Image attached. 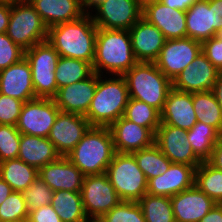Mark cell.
Listing matches in <instances>:
<instances>
[{
  "mask_svg": "<svg viewBox=\"0 0 222 222\" xmlns=\"http://www.w3.org/2000/svg\"><path fill=\"white\" fill-rule=\"evenodd\" d=\"M97 30L91 14L85 13L74 21L49 27L47 41L55 48L60 57L80 59L92 65Z\"/></svg>",
  "mask_w": 222,
  "mask_h": 222,
  "instance_id": "1",
  "label": "cell"
},
{
  "mask_svg": "<svg viewBox=\"0 0 222 222\" xmlns=\"http://www.w3.org/2000/svg\"><path fill=\"white\" fill-rule=\"evenodd\" d=\"M138 61L132 50L129 30L98 28L95 43L93 72L103 76H123Z\"/></svg>",
  "mask_w": 222,
  "mask_h": 222,
  "instance_id": "2",
  "label": "cell"
},
{
  "mask_svg": "<svg viewBox=\"0 0 222 222\" xmlns=\"http://www.w3.org/2000/svg\"><path fill=\"white\" fill-rule=\"evenodd\" d=\"M115 153L110 128L91 126L66 157L87 176L105 173Z\"/></svg>",
  "mask_w": 222,
  "mask_h": 222,
  "instance_id": "3",
  "label": "cell"
},
{
  "mask_svg": "<svg viewBox=\"0 0 222 222\" xmlns=\"http://www.w3.org/2000/svg\"><path fill=\"white\" fill-rule=\"evenodd\" d=\"M107 78L98 75L97 87L85 115L91 126L110 127L124 115L128 104L129 91L125 78L116 75Z\"/></svg>",
  "mask_w": 222,
  "mask_h": 222,
  "instance_id": "4",
  "label": "cell"
},
{
  "mask_svg": "<svg viewBox=\"0 0 222 222\" xmlns=\"http://www.w3.org/2000/svg\"><path fill=\"white\" fill-rule=\"evenodd\" d=\"M123 77L127 83L129 98L145 102L160 113L163 111L172 81L154 62H137Z\"/></svg>",
  "mask_w": 222,
  "mask_h": 222,
  "instance_id": "5",
  "label": "cell"
},
{
  "mask_svg": "<svg viewBox=\"0 0 222 222\" xmlns=\"http://www.w3.org/2000/svg\"><path fill=\"white\" fill-rule=\"evenodd\" d=\"M105 174L122 201L138 202L147 192V179L130 153L116 152Z\"/></svg>",
  "mask_w": 222,
  "mask_h": 222,
  "instance_id": "6",
  "label": "cell"
},
{
  "mask_svg": "<svg viewBox=\"0 0 222 222\" xmlns=\"http://www.w3.org/2000/svg\"><path fill=\"white\" fill-rule=\"evenodd\" d=\"M6 34L22 49L27 50L47 40L48 27L28 0L11 5Z\"/></svg>",
  "mask_w": 222,
  "mask_h": 222,
  "instance_id": "7",
  "label": "cell"
},
{
  "mask_svg": "<svg viewBox=\"0 0 222 222\" xmlns=\"http://www.w3.org/2000/svg\"><path fill=\"white\" fill-rule=\"evenodd\" d=\"M59 57V53L47 40L25 50L36 98L53 99L56 96L55 70Z\"/></svg>",
  "mask_w": 222,
  "mask_h": 222,
  "instance_id": "8",
  "label": "cell"
},
{
  "mask_svg": "<svg viewBox=\"0 0 222 222\" xmlns=\"http://www.w3.org/2000/svg\"><path fill=\"white\" fill-rule=\"evenodd\" d=\"M59 112L54 99L36 98L24 102L16 128L21 134L48 137Z\"/></svg>",
  "mask_w": 222,
  "mask_h": 222,
  "instance_id": "9",
  "label": "cell"
},
{
  "mask_svg": "<svg viewBox=\"0 0 222 222\" xmlns=\"http://www.w3.org/2000/svg\"><path fill=\"white\" fill-rule=\"evenodd\" d=\"M202 51V44L189 37L166 40L158 58V69L171 81Z\"/></svg>",
  "mask_w": 222,
  "mask_h": 222,
  "instance_id": "10",
  "label": "cell"
},
{
  "mask_svg": "<svg viewBox=\"0 0 222 222\" xmlns=\"http://www.w3.org/2000/svg\"><path fill=\"white\" fill-rule=\"evenodd\" d=\"M81 195L86 216H103L122 201L105 173L85 176Z\"/></svg>",
  "mask_w": 222,
  "mask_h": 222,
  "instance_id": "11",
  "label": "cell"
},
{
  "mask_svg": "<svg viewBox=\"0 0 222 222\" xmlns=\"http://www.w3.org/2000/svg\"><path fill=\"white\" fill-rule=\"evenodd\" d=\"M94 10L91 16L97 28L118 30H129L143 12L135 0H103Z\"/></svg>",
  "mask_w": 222,
  "mask_h": 222,
  "instance_id": "12",
  "label": "cell"
},
{
  "mask_svg": "<svg viewBox=\"0 0 222 222\" xmlns=\"http://www.w3.org/2000/svg\"><path fill=\"white\" fill-rule=\"evenodd\" d=\"M155 144L172 162L197 168L202 161L187 140V130L172 125H160L155 133Z\"/></svg>",
  "mask_w": 222,
  "mask_h": 222,
  "instance_id": "13",
  "label": "cell"
},
{
  "mask_svg": "<svg viewBox=\"0 0 222 222\" xmlns=\"http://www.w3.org/2000/svg\"><path fill=\"white\" fill-rule=\"evenodd\" d=\"M90 127L85 116L60 111L47 138L61 156H67Z\"/></svg>",
  "mask_w": 222,
  "mask_h": 222,
  "instance_id": "14",
  "label": "cell"
},
{
  "mask_svg": "<svg viewBox=\"0 0 222 222\" xmlns=\"http://www.w3.org/2000/svg\"><path fill=\"white\" fill-rule=\"evenodd\" d=\"M201 51L172 81V87L188 93L212 91L219 74Z\"/></svg>",
  "mask_w": 222,
  "mask_h": 222,
  "instance_id": "15",
  "label": "cell"
},
{
  "mask_svg": "<svg viewBox=\"0 0 222 222\" xmlns=\"http://www.w3.org/2000/svg\"><path fill=\"white\" fill-rule=\"evenodd\" d=\"M98 81V74L93 73L85 80L66 85L58 89L53 98L62 112L85 116L93 99Z\"/></svg>",
  "mask_w": 222,
  "mask_h": 222,
  "instance_id": "16",
  "label": "cell"
},
{
  "mask_svg": "<svg viewBox=\"0 0 222 222\" xmlns=\"http://www.w3.org/2000/svg\"><path fill=\"white\" fill-rule=\"evenodd\" d=\"M132 50L138 62H154L166 41L163 33L141 17L130 29Z\"/></svg>",
  "mask_w": 222,
  "mask_h": 222,
  "instance_id": "17",
  "label": "cell"
},
{
  "mask_svg": "<svg viewBox=\"0 0 222 222\" xmlns=\"http://www.w3.org/2000/svg\"><path fill=\"white\" fill-rule=\"evenodd\" d=\"M194 166L172 163L169 169L147 181V192L150 195L172 197L195 185Z\"/></svg>",
  "mask_w": 222,
  "mask_h": 222,
  "instance_id": "18",
  "label": "cell"
},
{
  "mask_svg": "<svg viewBox=\"0 0 222 222\" xmlns=\"http://www.w3.org/2000/svg\"><path fill=\"white\" fill-rule=\"evenodd\" d=\"M40 177L53 191L81 192L85 175L66 157L46 164L38 170Z\"/></svg>",
  "mask_w": 222,
  "mask_h": 222,
  "instance_id": "19",
  "label": "cell"
},
{
  "mask_svg": "<svg viewBox=\"0 0 222 222\" xmlns=\"http://www.w3.org/2000/svg\"><path fill=\"white\" fill-rule=\"evenodd\" d=\"M142 17L156 26L166 40L187 37L184 11L166 6L157 0L143 9Z\"/></svg>",
  "mask_w": 222,
  "mask_h": 222,
  "instance_id": "20",
  "label": "cell"
},
{
  "mask_svg": "<svg viewBox=\"0 0 222 222\" xmlns=\"http://www.w3.org/2000/svg\"><path fill=\"white\" fill-rule=\"evenodd\" d=\"M0 93L23 102L36 99L31 68L25 57L0 71Z\"/></svg>",
  "mask_w": 222,
  "mask_h": 222,
  "instance_id": "21",
  "label": "cell"
},
{
  "mask_svg": "<svg viewBox=\"0 0 222 222\" xmlns=\"http://www.w3.org/2000/svg\"><path fill=\"white\" fill-rule=\"evenodd\" d=\"M114 148L117 153H133L155 143V134L123 116L110 127Z\"/></svg>",
  "mask_w": 222,
  "mask_h": 222,
  "instance_id": "22",
  "label": "cell"
},
{
  "mask_svg": "<svg viewBox=\"0 0 222 222\" xmlns=\"http://www.w3.org/2000/svg\"><path fill=\"white\" fill-rule=\"evenodd\" d=\"M170 199L176 222H199L216 205L196 185Z\"/></svg>",
  "mask_w": 222,
  "mask_h": 222,
  "instance_id": "23",
  "label": "cell"
},
{
  "mask_svg": "<svg viewBox=\"0 0 222 222\" xmlns=\"http://www.w3.org/2000/svg\"><path fill=\"white\" fill-rule=\"evenodd\" d=\"M197 123L193 107L192 93L179 91L173 87L168 92L160 125H172L190 130Z\"/></svg>",
  "mask_w": 222,
  "mask_h": 222,
  "instance_id": "24",
  "label": "cell"
},
{
  "mask_svg": "<svg viewBox=\"0 0 222 222\" xmlns=\"http://www.w3.org/2000/svg\"><path fill=\"white\" fill-rule=\"evenodd\" d=\"M28 1L39 13L48 28L59 23L74 21L85 14L81 5V0Z\"/></svg>",
  "mask_w": 222,
  "mask_h": 222,
  "instance_id": "25",
  "label": "cell"
},
{
  "mask_svg": "<svg viewBox=\"0 0 222 222\" xmlns=\"http://www.w3.org/2000/svg\"><path fill=\"white\" fill-rule=\"evenodd\" d=\"M61 155L47 137L21 134L18 158L38 170Z\"/></svg>",
  "mask_w": 222,
  "mask_h": 222,
  "instance_id": "26",
  "label": "cell"
},
{
  "mask_svg": "<svg viewBox=\"0 0 222 222\" xmlns=\"http://www.w3.org/2000/svg\"><path fill=\"white\" fill-rule=\"evenodd\" d=\"M187 37L203 42L213 37L212 9L209 0H197L186 11Z\"/></svg>",
  "mask_w": 222,
  "mask_h": 222,
  "instance_id": "27",
  "label": "cell"
},
{
  "mask_svg": "<svg viewBox=\"0 0 222 222\" xmlns=\"http://www.w3.org/2000/svg\"><path fill=\"white\" fill-rule=\"evenodd\" d=\"M0 177L13 191L23 192L38 178V169L14 158L0 163Z\"/></svg>",
  "mask_w": 222,
  "mask_h": 222,
  "instance_id": "28",
  "label": "cell"
},
{
  "mask_svg": "<svg viewBox=\"0 0 222 222\" xmlns=\"http://www.w3.org/2000/svg\"><path fill=\"white\" fill-rule=\"evenodd\" d=\"M51 205L62 222H84L87 217L81 192L54 191Z\"/></svg>",
  "mask_w": 222,
  "mask_h": 222,
  "instance_id": "29",
  "label": "cell"
},
{
  "mask_svg": "<svg viewBox=\"0 0 222 222\" xmlns=\"http://www.w3.org/2000/svg\"><path fill=\"white\" fill-rule=\"evenodd\" d=\"M198 122L215 128L222 135V111L212 91L192 93Z\"/></svg>",
  "mask_w": 222,
  "mask_h": 222,
  "instance_id": "30",
  "label": "cell"
},
{
  "mask_svg": "<svg viewBox=\"0 0 222 222\" xmlns=\"http://www.w3.org/2000/svg\"><path fill=\"white\" fill-rule=\"evenodd\" d=\"M221 136L212 126L198 121L190 130H187V140L201 161H207L211 157L214 145Z\"/></svg>",
  "mask_w": 222,
  "mask_h": 222,
  "instance_id": "31",
  "label": "cell"
},
{
  "mask_svg": "<svg viewBox=\"0 0 222 222\" xmlns=\"http://www.w3.org/2000/svg\"><path fill=\"white\" fill-rule=\"evenodd\" d=\"M92 65L80 59L59 57L55 70L57 91L66 85L87 79L93 74Z\"/></svg>",
  "mask_w": 222,
  "mask_h": 222,
  "instance_id": "32",
  "label": "cell"
},
{
  "mask_svg": "<svg viewBox=\"0 0 222 222\" xmlns=\"http://www.w3.org/2000/svg\"><path fill=\"white\" fill-rule=\"evenodd\" d=\"M131 154L147 181L153 177L163 175L172 164L155 143Z\"/></svg>",
  "mask_w": 222,
  "mask_h": 222,
  "instance_id": "33",
  "label": "cell"
},
{
  "mask_svg": "<svg viewBox=\"0 0 222 222\" xmlns=\"http://www.w3.org/2000/svg\"><path fill=\"white\" fill-rule=\"evenodd\" d=\"M195 185L216 204H222V171L211 166L207 161L195 170Z\"/></svg>",
  "mask_w": 222,
  "mask_h": 222,
  "instance_id": "34",
  "label": "cell"
},
{
  "mask_svg": "<svg viewBox=\"0 0 222 222\" xmlns=\"http://www.w3.org/2000/svg\"><path fill=\"white\" fill-rule=\"evenodd\" d=\"M138 204L146 222H176L170 197L146 193Z\"/></svg>",
  "mask_w": 222,
  "mask_h": 222,
  "instance_id": "35",
  "label": "cell"
},
{
  "mask_svg": "<svg viewBox=\"0 0 222 222\" xmlns=\"http://www.w3.org/2000/svg\"><path fill=\"white\" fill-rule=\"evenodd\" d=\"M123 117L139 126L150 129L154 134L161 124V113L157 109L132 98H129Z\"/></svg>",
  "mask_w": 222,
  "mask_h": 222,
  "instance_id": "36",
  "label": "cell"
},
{
  "mask_svg": "<svg viewBox=\"0 0 222 222\" xmlns=\"http://www.w3.org/2000/svg\"><path fill=\"white\" fill-rule=\"evenodd\" d=\"M28 215L22 192L13 191L0 205V222H27Z\"/></svg>",
  "mask_w": 222,
  "mask_h": 222,
  "instance_id": "37",
  "label": "cell"
},
{
  "mask_svg": "<svg viewBox=\"0 0 222 222\" xmlns=\"http://www.w3.org/2000/svg\"><path fill=\"white\" fill-rule=\"evenodd\" d=\"M22 193L28 211L51 204L54 195V191L40 177Z\"/></svg>",
  "mask_w": 222,
  "mask_h": 222,
  "instance_id": "38",
  "label": "cell"
},
{
  "mask_svg": "<svg viewBox=\"0 0 222 222\" xmlns=\"http://www.w3.org/2000/svg\"><path fill=\"white\" fill-rule=\"evenodd\" d=\"M103 217L107 222H146L141 206L136 201H121Z\"/></svg>",
  "mask_w": 222,
  "mask_h": 222,
  "instance_id": "39",
  "label": "cell"
},
{
  "mask_svg": "<svg viewBox=\"0 0 222 222\" xmlns=\"http://www.w3.org/2000/svg\"><path fill=\"white\" fill-rule=\"evenodd\" d=\"M21 133L16 126L0 125V163L18 158Z\"/></svg>",
  "mask_w": 222,
  "mask_h": 222,
  "instance_id": "40",
  "label": "cell"
},
{
  "mask_svg": "<svg viewBox=\"0 0 222 222\" xmlns=\"http://www.w3.org/2000/svg\"><path fill=\"white\" fill-rule=\"evenodd\" d=\"M25 57V50L15 44L6 33H0V71Z\"/></svg>",
  "mask_w": 222,
  "mask_h": 222,
  "instance_id": "41",
  "label": "cell"
},
{
  "mask_svg": "<svg viewBox=\"0 0 222 222\" xmlns=\"http://www.w3.org/2000/svg\"><path fill=\"white\" fill-rule=\"evenodd\" d=\"M24 102L0 93V125L16 126Z\"/></svg>",
  "mask_w": 222,
  "mask_h": 222,
  "instance_id": "42",
  "label": "cell"
},
{
  "mask_svg": "<svg viewBox=\"0 0 222 222\" xmlns=\"http://www.w3.org/2000/svg\"><path fill=\"white\" fill-rule=\"evenodd\" d=\"M202 52L211 61L213 66L222 72V40L217 36L203 41Z\"/></svg>",
  "mask_w": 222,
  "mask_h": 222,
  "instance_id": "43",
  "label": "cell"
},
{
  "mask_svg": "<svg viewBox=\"0 0 222 222\" xmlns=\"http://www.w3.org/2000/svg\"><path fill=\"white\" fill-rule=\"evenodd\" d=\"M27 222H62L52 205L42 206L29 211Z\"/></svg>",
  "mask_w": 222,
  "mask_h": 222,
  "instance_id": "44",
  "label": "cell"
},
{
  "mask_svg": "<svg viewBox=\"0 0 222 222\" xmlns=\"http://www.w3.org/2000/svg\"><path fill=\"white\" fill-rule=\"evenodd\" d=\"M209 8L212 9L213 36L222 29V0H209Z\"/></svg>",
  "mask_w": 222,
  "mask_h": 222,
  "instance_id": "45",
  "label": "cell"
},
{
  "mask_svg": "<svg viewBox=\"0 0 222 222\" xmlns=\"http://www.w3.org/2000/svg\"><path fill=\"white\" fill-rule=\"evenodd\" d=\"M207 162L214 168L222 171V136L214 145L211 157L207 160Z\"/></svg>",
  "mask_w": 222,
  "mask_h": 222,
  "instance_id": "46",
  "label": "cell"
},
{
  "mask_svg": "<svg viewBox=\"0 0 222 222\" xmlns=\"http://www.w3.org/2000/svg\"><path fill=\"white\" fill-rule=\"evenodd\" d=\"M166 6L186 12L197 0H159Z\"/></svg>",
  "mask_w": 222,
  "mask_h": 222,
  "instance_id": "47",
  "label": "cell"
},
{
  "mask_svg": "<svg viewBox=\"0 0 222 222\" xmlns=\"http://www.w3.org/2000/svg\"><path fill=\"white\" fill-rule=\"evenodd\" d=\"M11 14L10 4H0V33H6Z\"/></svg>",
  "mask_w": 222,
  "mask_h": 222,
  "instance_id": "48",
  "label": "cell"
},
{
  "mask_svg": "<svg viewBox=\"0 0 222 222\" xmlns=\"http://www.w3.org/2000/svg\"><path fill=\"white\" fill-rule=\"evenodd\" d=\"M199 222H222V204H216Z\"/></svg>",
  "mask_w": 222,
  "mask_h": 222,
  "instance_id": "49",
  "label": "cell"
},
{
  "mask_svg": "<svg viewBox=\"0 0 222 222\" xmlns=\"http://www.w3.org/2000/svg\"><path fill=\"white\" fill-rule=\"evenodd\" d=\"M212 92L214 93V96L217 99V102L219 103L222 111V72H219L216 82L214 83Z\"/></svg>",
  "mask_w": 222,
  "mask_h": 222,
  "instance_id": "50",
  "label": "cell"
},
{
  "mask_svg": "<svg viewBox=\"0 0 222 222\" xmlns=\"http://www.w3.org/2000/svg\"><path fill=\"white\" fill-rule=\"evenodd\" d=\"M12 192V187L0 177V205Z\"/></svg>",
  "mask_w": 222,
  "mask_h": 222,
  "instance_id": "51",
  "label": "cell"
},
{
  "mask_svg": "<svg viewBox=\"0 0 222 222\" xmlns=\"http://www.w3.org/2000/svg\"><path fill=\"white\" fill-rule=\"evenodd\" d=\"M103 0H81V5L85 13H91L89 12L90 8H95L97 5H99ZM88 8V9H87Z\"/></svg>",
  "mask_w": 222,
  "mask_h": 222,
  "instance_id": "52",
  "label": "cell"
},
{
  "mask_svg": "<svg viewBox=\"0 0 222 222\" xmlns=\"http://www.w3.org/2000/svg\"><path fill=\"white\" fill-rule=\"evenodd\" d=\"M84 222H107L103 216H87Z\"/></svg>",
  "mask_w": 222,
  "mask_h": 222,
  "instance_id": "53",
  "label": "cell"
},
{
  "mask_svg": "<svg viewBox=\"0 0 222 222\" xmlns=\"http://www.w3.org/2000/svg\"><path fill=\"white\" fill-rule=\"evenodd\" d=\"M137 4L144 9L147 5L157 1V0H135Z\"/></svg>",
  "mask_w": 222,
  "mask_h": 222,
  "instance_id": "54",
  "label": "cell"
},
{
  "mask_svg": "<svg viewBox=\"0 0 222 222\" xmlns=\"http://www.w3.org/2000/svg\"><path fill=\"white\" fill-rule=\"evenodd\" d=\"M22 0H0V4H10L13 5L16 2H20Z\"/></svg>",
  "mask_w": 222,
  "mask_h": 222,
  "instance_id": "55",
  "label": "cell"
},
{
  "mask_svg": "<svg viewBox=\"0 0 222 222\" xmlns=\"http://www.w3.org/2000/svg\"><path fill=\"white\" fill-rule=\"evenodd\" d=\"M216 36L222 40V29L217 32Z\"/></svg>",
  "mask_w": 222,
  "mask_h": 222,
  "instance_id": "56",
  "label": "cell"
}]
</instances>
